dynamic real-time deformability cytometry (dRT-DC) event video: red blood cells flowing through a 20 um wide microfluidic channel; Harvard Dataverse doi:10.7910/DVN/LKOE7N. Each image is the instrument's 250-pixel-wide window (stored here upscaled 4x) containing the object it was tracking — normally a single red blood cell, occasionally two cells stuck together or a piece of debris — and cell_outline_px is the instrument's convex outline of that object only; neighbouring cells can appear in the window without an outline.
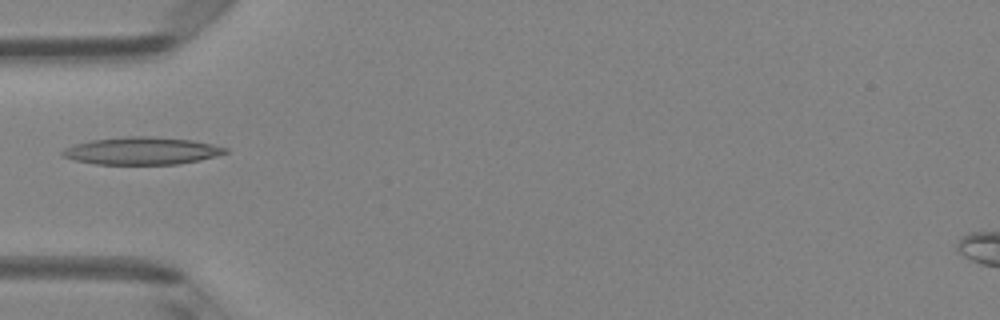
{"species": "Egyptian fruit bat (a non-hibernating species)", "species_latin": "Rousettus aegyptiacus", "temperature_condition": "room temperature", "stored_images_in_passage": 5, "camera_frame_rate_fps": 3000, "um_per_image_px": 0.085, "animal": {"sex": "female"}, "frame": {"image": 1, "passage_image": 4, "time_ms": 1.0, "image_size_px": [1000, 320], "cell_outline_px": [[228, 152], [216, 156], [200, 160], [176, 164], [96, 164], [72, 160], [60, 156], [60, 152], [64, 148], [76, 144], [92, 140], [128, 136], [148, 136], [192, 140], [212, 144], [228, 148]], "centroid_in_image_um": [12.02, 12.82], "position_along_channel_um": 73.0, "area_um2": 26.07}}
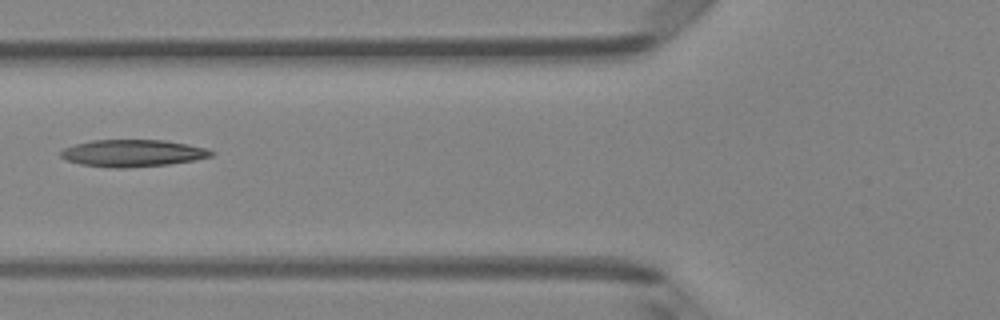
{"frame": {"image": 2, "passage_image": 5, "time_ms": 1.333, "image_size_px": [1000, 320], "cell_outline_px": [[216, 152], [212, 156], [196, 160], [168, 164], [124, 168], [108, 168], [80, 164], [68, 160], [60, 156], [60, 152], [64, 148], [76, 144], [92, 140], [164, 140], [188, 144], [204, 148]], "centroid_in_image_um": [11.29, 13.02], "position_along_channel_um": 114.5, "area_um2": 23.7}}